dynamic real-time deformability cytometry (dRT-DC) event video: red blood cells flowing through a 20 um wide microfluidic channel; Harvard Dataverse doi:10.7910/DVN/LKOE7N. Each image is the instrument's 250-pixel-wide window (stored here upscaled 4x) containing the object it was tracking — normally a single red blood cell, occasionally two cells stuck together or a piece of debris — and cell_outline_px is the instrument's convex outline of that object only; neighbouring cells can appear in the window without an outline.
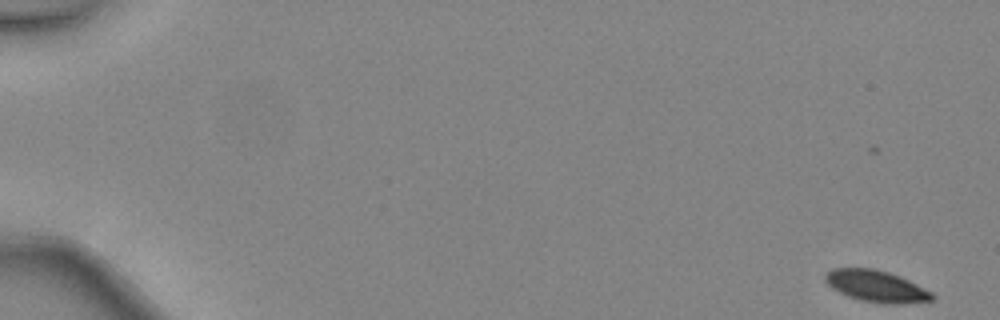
{"species": "common noctule bat (a hibernating species)", "species_latin": "Nyctalus noctula", "temperature_condition": "warm", "stored_images_in_passage": 13, "camera_frame_rate_fps": 3000, "um_per_image_px": 0.085, "animal": {"sex": "female", "body_mass_g": 24.6, "forearm_length_mm": 56.2}, "frame": {"image": 1, "passage_image": 1, "time_ms": 0.0, "image_size_px": [1000, 320], "cell_outline_px": [[936, 296], [932, 300], [904, 304], [884, 304], [860, 300], [848, 296], [832, 288], [824, 280], [824, 276], [832, 268], [872, 268], [888, 272], [900, 276], [932, 292]], "centroid_in_image_um": [74.49, 24.33], "position_along_channel_um": 10.5, "area_um2": 19.71}}